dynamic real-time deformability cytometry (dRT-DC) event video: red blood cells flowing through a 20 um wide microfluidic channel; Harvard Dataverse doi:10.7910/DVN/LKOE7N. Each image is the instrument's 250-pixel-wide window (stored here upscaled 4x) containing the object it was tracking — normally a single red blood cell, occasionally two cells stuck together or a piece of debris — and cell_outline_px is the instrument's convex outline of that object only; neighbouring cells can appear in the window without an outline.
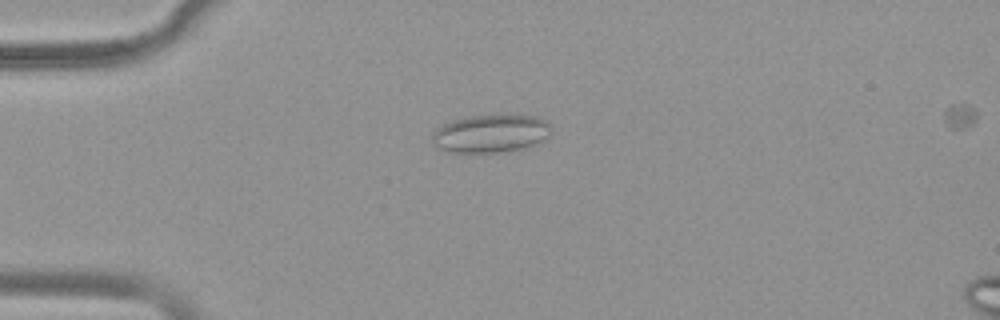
{"species": "common noctule bat (a hibernating species)", "species_latin": "Nyctalus noctula", "temperature_condition": "warm", "stored_images_in_passage": 50, "camera_frame_rate_fps": 3000, "um_per_image_px": 0.085, "animal": {"sex": "female", "body_mass_g": 19.9}, "frame": {"image": 1, "passage_image": 14, "time_ms": 4.333, "image_size_px": [1000, 320], "cell_outline_px": [[552, 132], [544, 140], [524, 148], [508, 152], [444, 152], [436, 148], [432, 144], [432, 132], [436, 128], [452, 120], [468, 116], [508, 112], [520, 112], [536, 116], [548, 120], [552, 124]], "centroid_in_image_um": [41.77, 11.3], "position_along_channel_um": 43.2, "area_um2": 27.86}}
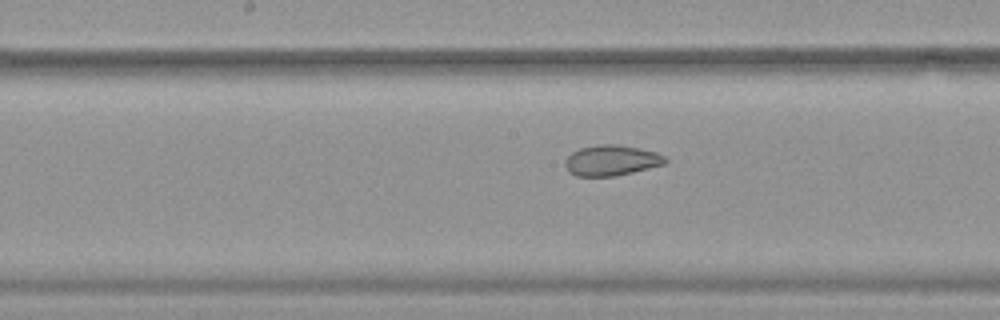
{"frame": {"image": 2, "passage_image": 28, "time_ms": 9.0, "image_size_px": [1000, 320], "cell_outline_px": [[668, 160], [664, 164], [616, 176], [576, 176], [568, 172], [564, 164], [568, 156], [572, 152], [580, 148], [600, 144], [620, 144], [640, 148], [656, 152], [664, 156]], "centroid_in_image_um": [51.96, 13.63], "position_along_channel_um": 196.2, "area_um2": 17.86}}
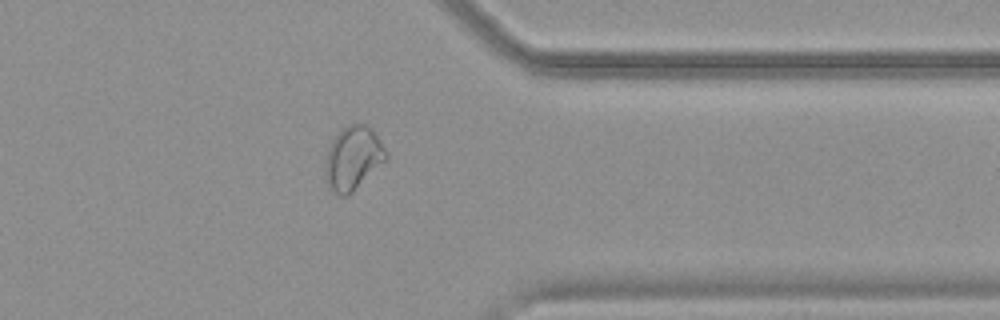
{"frame": {"image": 3, "passage_image": 43, "time_ms": 14.0, "image_size_px": [1000, 320], "cell_outline_px": [[388, 160], [348, 196], [340, 196], [328, 188], [324, 176], [324, 160], [328, 148], [332, 140], [348, 124], [368, 124], [376, 132], [388, 152]], "centroid_in_image_um": [30.02, 13.46], "position_along_channel_um": 381.4, "area_um2": 23.18}, "authors_computed_cell_mechanics": {"area_um2": 23.2067, "velocity_mm_per_s": 3.8383, "shape_relaxation_time_tau1_ms": null, "shape_relaxation_time_tau2_ms": 1.1324, "deformation_change_tau1": null, "deformation_change_tau2": 0.0585}}